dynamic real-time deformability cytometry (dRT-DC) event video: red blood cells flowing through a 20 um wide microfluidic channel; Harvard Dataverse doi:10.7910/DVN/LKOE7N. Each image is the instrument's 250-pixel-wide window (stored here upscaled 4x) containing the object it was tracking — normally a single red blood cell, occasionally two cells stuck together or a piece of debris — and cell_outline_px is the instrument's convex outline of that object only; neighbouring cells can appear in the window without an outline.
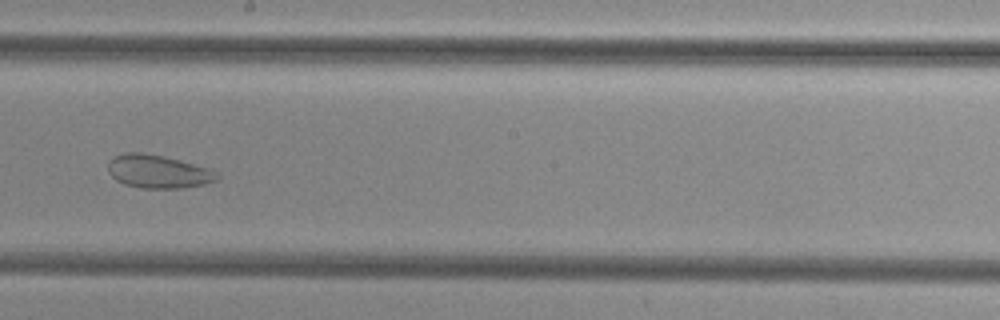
{"species": "common noctule bat (a hibernating species)", "species_latin": "Nyctalus noctula", "temperature_condition": "cold", "stored_images_in_passage": 50, "camera_frame_rate_fps": 3000, "um_per_image_px": 0.085, "animal": {"sex": "female", "body_mass_g": 29.2, "forearm_length_mm": 56.3}, "frame": {"image": 1, "passage_image": 27, "time_ms": 8.667, "image_size_px": [1000, 320], "cell_outline_px": [[220, 176], [216, 180], [204, 184], [180, 188], [140, 188], [124, 184], [116, 180], [108, 172], [108, 160], [112, 156], [124, 152], [140, 152], [164, 156], [180, 160], [208, 168], [216, 172]], "centroid_in_image_um": [13.39, 14.57], "position_along_channel_um": 234.8, "area_um2": 21.21}}
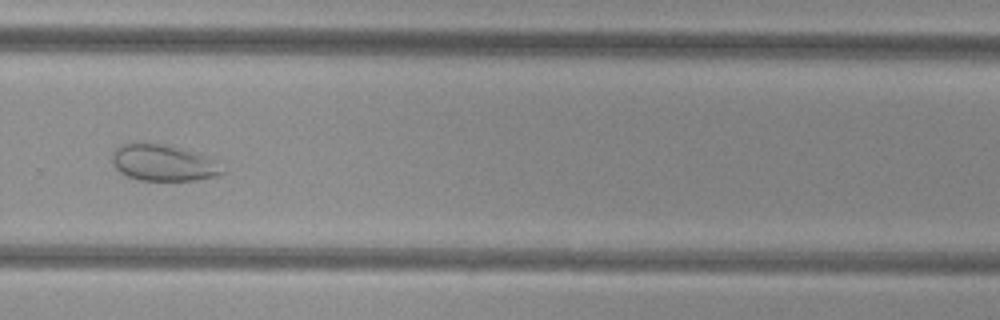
{"frame": {"image": 2, "passage_image": 33, "time_ms": 10.667, "image_size_px": [1000, 320], "cell_outline_px": [[224, 172], [216, 176], [196, 180], [140, 180], [128, 176], [120, 172], [116, 168], [112, 160], [112, 152], [116, 148], [124, 144], [164, 144], [180, 148], [200, 156], [208, 160]], "centroid_in_image_um": [13.76, 13.86], "position_along_channel_um": 316.0, "area_um2": 22.2}}
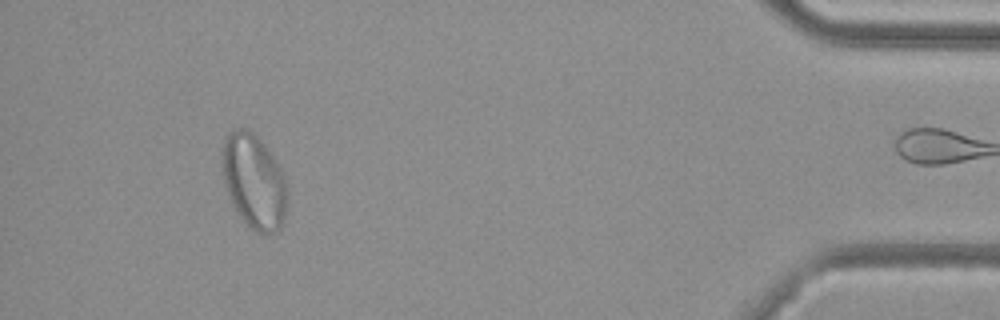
{"frame": {"image": 3, "passage_image": 45, "time_ms": 14.667, "image_size_px": [1000, 320], "cell_outline_px": [[288, 204], [280, 228], [276, 232], [264, 236], [256, 232], [236, 212], [232, 204], [224, 184], [220, 160], [220, 148], [228, 132], [236, 128], [248, 128], [264, 144], [276, 160], [284, 176], [288, 188]], "centroid_in_image_um": [21.57, 15.41], "position_along_channel_um": 413.6, "area_um2": 36.65}}